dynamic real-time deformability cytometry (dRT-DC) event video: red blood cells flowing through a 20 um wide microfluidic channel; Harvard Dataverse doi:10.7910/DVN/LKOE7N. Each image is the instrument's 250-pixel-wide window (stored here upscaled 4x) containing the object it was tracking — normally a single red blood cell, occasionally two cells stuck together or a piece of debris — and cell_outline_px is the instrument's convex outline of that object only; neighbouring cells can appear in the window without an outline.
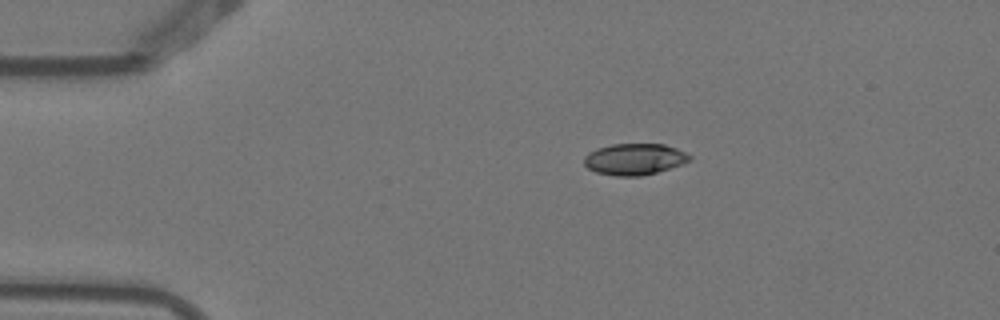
{"species": "Egyptian fruit bat (a non-hibernating species)", "species_latin": "Rousettus aegyptiacus", "temperature_condition": "warm", "stored_images_in_passage": 5, "segment_of_instrument_passage": [1, 2], "camera_frame_rate_fps": 3000, "um_per_image_px": 0.085, "animal": {"sex": "female"}, "frame": {"image": 1, "passage_image": 3, "time_ms": 0.667, "image_size_px": [1000, 320], "cell_outline_px": [[692, 160], [684, 164], [656, 172], [640, 176], [616, 176], [596, 172], [588, 168], [584, 164], [584, 156], [588, 152], [596, 148], [612, 144], [664, 144], [676, 148], [692, 156]], "centroid_in_image_um": [53.93, 13.53], "position_along_channel_um": 31.1, "area_um2": 19.42}}